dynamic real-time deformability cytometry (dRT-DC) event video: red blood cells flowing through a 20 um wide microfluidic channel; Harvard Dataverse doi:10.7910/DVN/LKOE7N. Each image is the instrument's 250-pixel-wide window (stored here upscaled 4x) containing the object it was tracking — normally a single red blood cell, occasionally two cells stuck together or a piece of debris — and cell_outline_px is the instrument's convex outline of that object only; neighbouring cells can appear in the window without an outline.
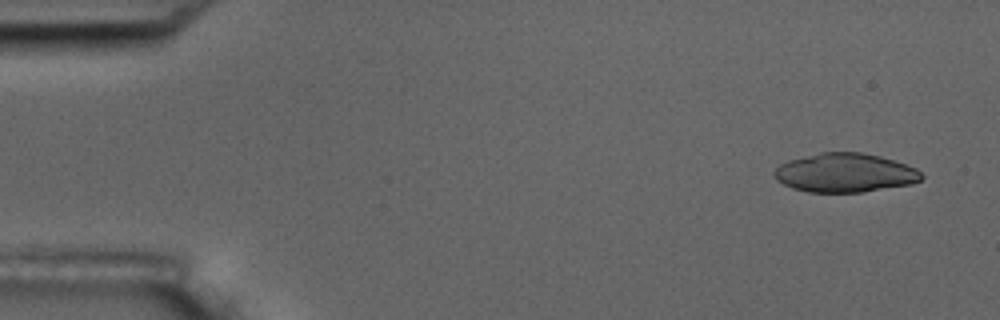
{"species": "common noctule bat (a hibernating species)", "species_latin": "Nyctalus noctula", "temperature_condition": "room temperature", "stored_images_in_passage": 5, "camera_frame_rate_fps": 3000, "um_per_image_px": 0.085, "animal": {"sex": "male", "body_mass_g": 17.5, "forearm_length_mm": 52.3}, "frame": {"image": 1, "passage_image": 1, "time_ms": 0.0, "image_size_px": [1000, 320], "cell_outline_px": [[924, 176], [920, 180], [912, 184], [864, 192], [808, 192], [792, 188], [776, 180], [772, 172], [780, 164], [788, 160], [820, 152], [860, 152], [880, 156], [916, 168]], "centroid_in_image_um": [71.8, 14.69], "position_along_channel_um": 13.2, "area_um2": 33.47}}